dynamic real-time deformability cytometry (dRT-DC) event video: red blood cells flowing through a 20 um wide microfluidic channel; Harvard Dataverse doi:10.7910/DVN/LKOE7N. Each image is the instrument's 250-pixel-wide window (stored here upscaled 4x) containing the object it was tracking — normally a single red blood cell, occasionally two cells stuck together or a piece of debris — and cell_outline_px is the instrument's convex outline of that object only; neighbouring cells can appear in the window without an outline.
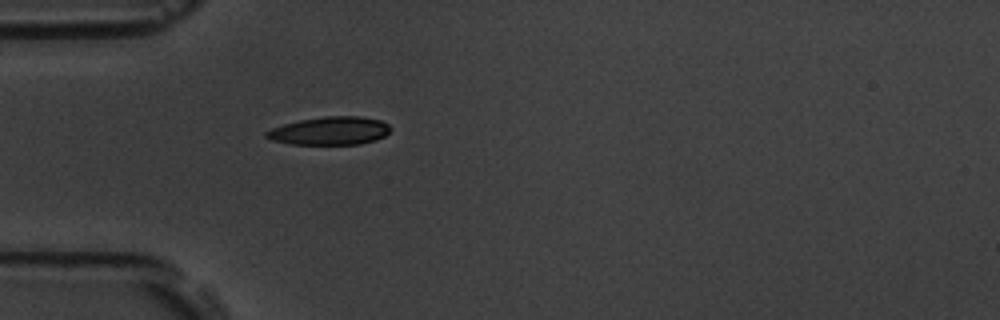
{"species": "common noctule bat (a hibernating species)", "species_latin": "Nyctalus noctula", "temperature_condition": "room temperature", "stored_images_in_passage": 41, "camera_frame_rate_fps": 3000, "um_per_image_px": 0.085, "animal": {"sex": "male", "body_mass_g": 19.5, "forearm_length_mm": 54.6}, "frame": {"image": 1, "passage_image": 1, "time_ms": 0.0, "image_size_px": [1000, 320], "cell_outline_px": [[392, 128], [384, 136], [376, 140], [360, 144], [292, 144], [272, 140], [264, 136], [264, 132], [272, 128], [284, 124], [300, 120], [324, 116], [360, 116], [380, 120], [388, 124]], "centroid_in_image_um": [28.05, 11.12], "position_along_channel_um": 57.0, "area_um2": 20.35}}
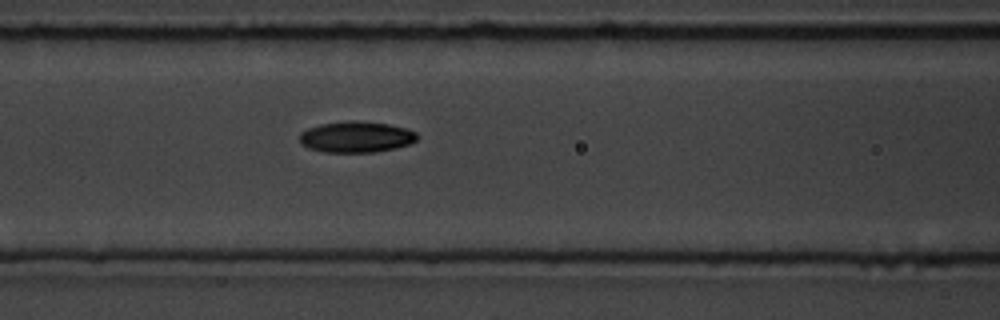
{"frame": {"image": 2, "passage_image": 8, "time_ms": 2.333, "image_size_px": [1000, 320], "cell_outline_px": [[416, 140], [408, 144], [396, 148], [376, 152], [324, 152], [308, 148], [300, 144], [300, 132], [308, 128], [320, 124], [352, 120], [360, 120], [388, 124], [408, 128], [416, 132]], "centroid_in_image_um": [30.26, 11.63], "position_along_channel_um": 136.3, "area_um2": 21.44}}
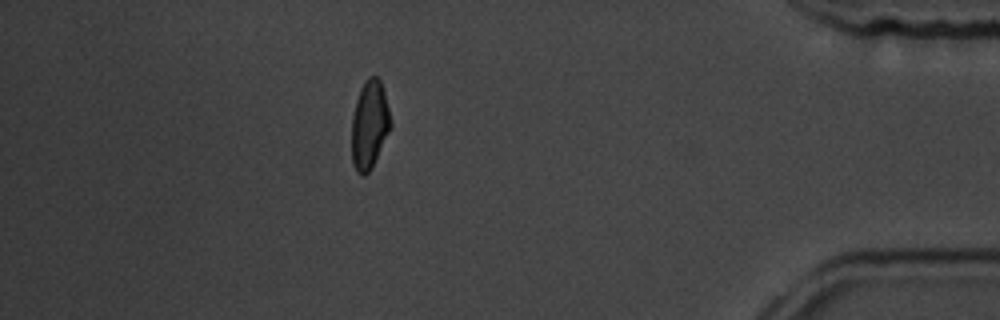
{"frame": {"image": 3, "passage_image": 34, "time_ms": 11.0, "image_size_px": [1000, 320], "cell_outline_px": [[392, 128], [372, 168], [364, 176], [360, 176], [356, 172], [352, 164], [352, 116], [356, 100], [360, 88], [364, 80], [368, 76], [376, 76], [380, 80], [384, 92], [392, 120]], "centroid_in_image_um": [31.41, 10.63], "position_along_channel_um": 403.8, "area_um2": 20.52}, "authors_computed_cell_mechanics": {"area_um2": 20.519, "velocity_mm_per_s": 3.615, "shape_relaxation_time_tau1_ms": 3.3532, "shape_relaxation_time_tau2_ms": 4.0569, "deformation_change_tau1": 0.1389, "deformation_change_tau2": 0.0865}}